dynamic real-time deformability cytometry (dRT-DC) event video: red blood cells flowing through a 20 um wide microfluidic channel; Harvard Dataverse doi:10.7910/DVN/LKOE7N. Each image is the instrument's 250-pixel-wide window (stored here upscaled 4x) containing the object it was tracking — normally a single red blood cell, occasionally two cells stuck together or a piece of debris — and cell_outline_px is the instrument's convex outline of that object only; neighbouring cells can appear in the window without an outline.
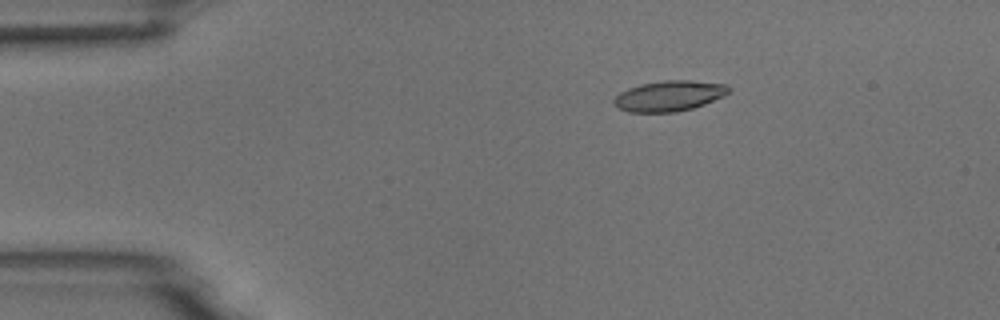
{"species": "common noctule bat (a hibernating species)", "species_latin": "Nyctalus noctula", "temperature_condition": "room temperature", "stored_images_in_passage": 6, "camera_frame_rate_fps": 3000, "um_per_image_px": 0.085, "animal": {"sex": "male", "body_mass_g": 18.8}, "frame": {"image": 1, "passage_image": 1, "time_ms": 0.0, "image_size_px": [1000, 320], "cell_outline_px": [[728, 92], [724, 96], [704, 104], [692, 108], [676, 112], [628, 112], [620, 108], [612, 100], [620, 92], [628, 88], [640, 84], [664, 80], [692, 80], [728, 84]], "centroid_in_image_um": [56.88, 8.14], "position_along_channel_um": 28.1, "area_um2": 20.35}}
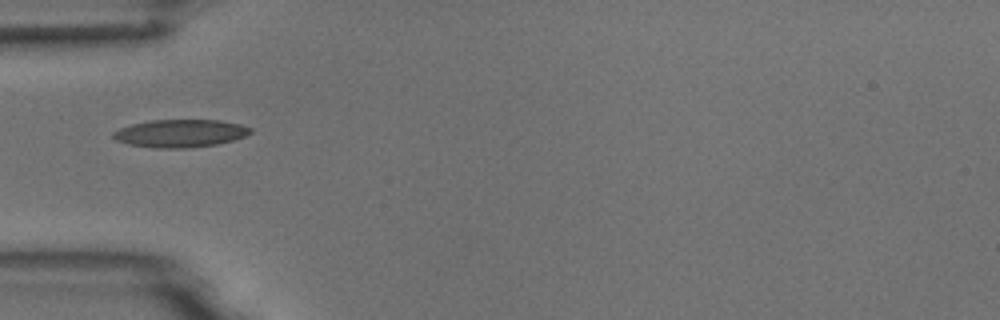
{"frame": {"image": 2, "passage_image": 3, "time_ms": 2.667, "image_size_px": [1000, 320], "cell_outline_px": [[252, 132], [244, 136], [232, 140], [216, 144], [188, 148], [156, 148], [128, 144], [116, 140], [112, 136], [112, 132], [120, 128], [132, 124], [152, 120], [220, 120], [240, 124], [252, 128]], "centroid_in_image_um": [15.31, 11.33], "position_along_channel_um": 69.7, "area_um2": 22.14}}